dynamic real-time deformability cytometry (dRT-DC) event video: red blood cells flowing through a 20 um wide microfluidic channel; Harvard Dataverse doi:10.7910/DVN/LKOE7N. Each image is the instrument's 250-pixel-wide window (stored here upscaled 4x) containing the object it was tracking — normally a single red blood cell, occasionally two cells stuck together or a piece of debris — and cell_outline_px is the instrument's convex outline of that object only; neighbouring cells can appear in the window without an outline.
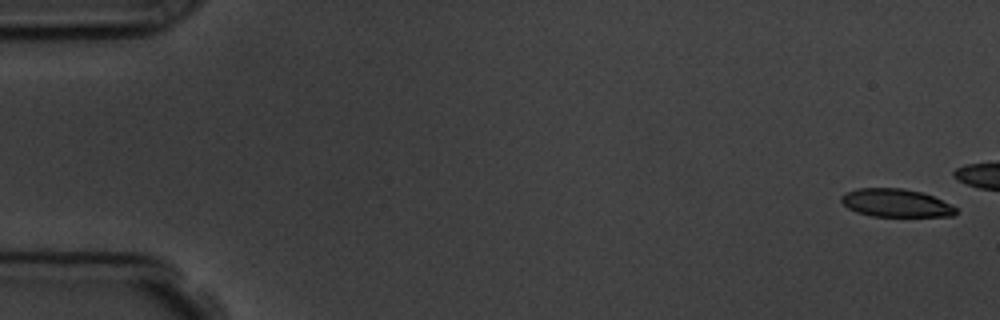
{"species": "common noctule bat (a hibernating species)", "species_latin": "Nyctalus noctula", "temperature_condition": "room temperature", "stored_images_in_passage": 6, "camera_frame_rate_fps": 3000, "um_per_image_px": 0.085, "animal": {"sex": "male", "body_mass_g": 19.5, "forearm_length_mm": 54.6}, "frame": {"image": 1, "passage_image": 1, "time_ms": 0.0, "image_size_px": [1000, 320], "cell_outline_px": [[956, 212], [952, 216], [872, 216], [856, 212], [848, 208], [840, 200], [840, 196], [848, 192], [860, 188], [904, 188], [920, 192], [932, 196], [956, 208]], "centroid_in_image_um": [76.11, 17.25], "position_along_channel_um": 8.9, "area_um2": 18.44}}